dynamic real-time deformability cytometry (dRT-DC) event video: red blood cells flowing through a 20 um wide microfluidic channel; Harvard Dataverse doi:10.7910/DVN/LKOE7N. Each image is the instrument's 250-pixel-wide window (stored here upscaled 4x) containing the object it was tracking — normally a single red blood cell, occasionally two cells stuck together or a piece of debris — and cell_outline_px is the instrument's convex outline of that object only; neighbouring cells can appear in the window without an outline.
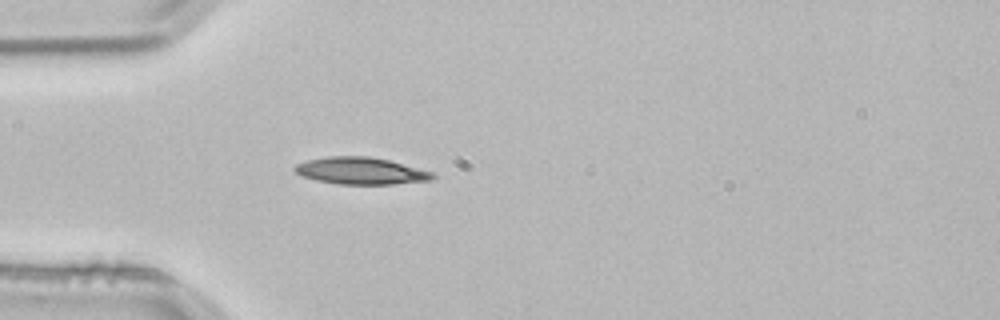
{"species": "common noctule bat (a hibernating species)", "species_latin": "Nyctalus noctula", "temperature_condition": "room temperature", "stored_images_in_passage": 3, "camera_frame_rate_fps": 3000, "um_per_image_px": 0.085, "animal": {"sex": "male", "body_mass_g": 21.5, "forearm_length_mm": 52.0}, "frame": {"image": 1, "passage_image": 3, "time_ms": 0.667, "image_size_px": [1000, 320], "cell_outline_px": [[436, 176], [432, 180], [392, 184], [336, 184], [316, 180], [304, 176], [296, 172], [292, 168], [296, 164], [308, 160], [328, 156], [368, 156], [388, 160], [436, 172]], "centroid_in_image_um": [30.71, 14.52], "position_along_channel_um": 54.3, "area_um2": 21.73}}